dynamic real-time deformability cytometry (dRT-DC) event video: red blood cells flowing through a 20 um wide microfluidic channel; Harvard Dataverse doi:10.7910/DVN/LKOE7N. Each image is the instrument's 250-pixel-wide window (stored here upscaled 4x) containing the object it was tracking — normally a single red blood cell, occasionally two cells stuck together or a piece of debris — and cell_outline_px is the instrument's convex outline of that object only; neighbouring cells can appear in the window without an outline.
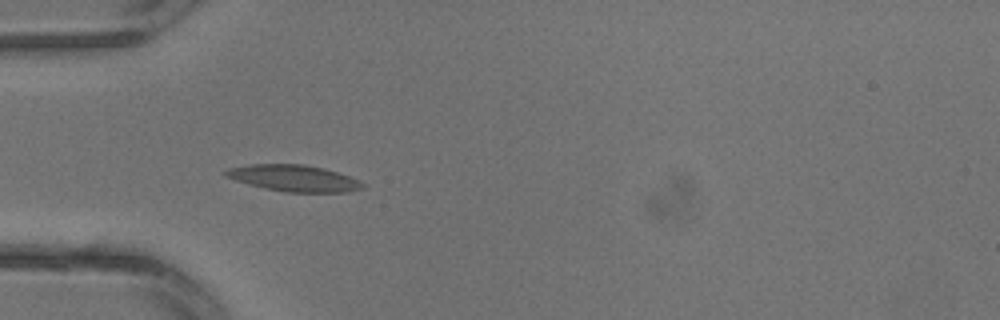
{"species": "common noctule bat (a hibernating species)", "species_latin": "Nyctalus noctula", "temperature_condition": "warm", "stored_images_in_passage": 3, "camera_frame_rate_fps": 3000, "um_per_image_px": 0.085, "animal": {"sex": "male", "body_mass_g": 13.3}, "frame": {"image": 1, "passage_image": 3, "time_ms": 0.667, "image_size_px": [1000, 320], "cell_outline_px": [[364, 188], [348, 192], [288, 192], [264, 188], [236, 180], [224, 176], [220, 172], [228, 168], [252, 164], [304, 164], [324, 168], [360, 180], [364, 184]], "centroid_in_image_um": [24.96, 15.14], "position_along_channel_um": 60.0, "area_um2": 21.1}}